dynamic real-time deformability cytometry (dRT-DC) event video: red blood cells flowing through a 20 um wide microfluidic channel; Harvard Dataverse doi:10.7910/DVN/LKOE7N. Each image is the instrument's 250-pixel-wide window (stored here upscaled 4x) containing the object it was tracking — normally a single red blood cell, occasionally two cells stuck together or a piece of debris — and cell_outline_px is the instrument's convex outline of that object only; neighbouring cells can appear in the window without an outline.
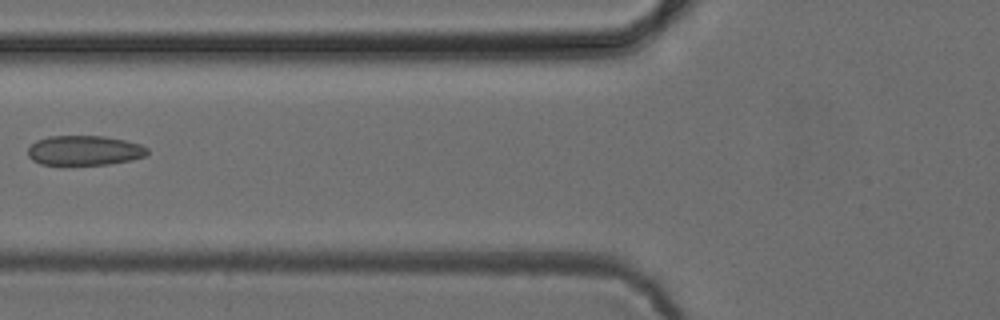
{"species": "common noctule bat (a hibernating species)", "species_latin": "Nyctalus noctula", "temperature_condition": "cold", "stored_images_in_passage": 6, "camera_frame_rate_fps": 3000, "um_per_image_px": 0.085, "animal": {"sex": "female", "body_mass_g": 24.6, "forearm_length_mm": 56.2}, "frame": {"image": 1, "passage_image": 4, "time_ms": 6.0, "image_size_px": [1000, 320], "cell_outline_px": [[148, 152], [144, 156], [132, 160], [108, 164], [40, 164], [32, 160], [28, 156], [28, 148], [36, 140], [48, 136], [104, 136], [124, 140], [140, 144], [148, 148]], "centroid_in_image_um": [7.16, 12.78], "position_along_channel_um": 118.6, "area_um2": 20.63}}
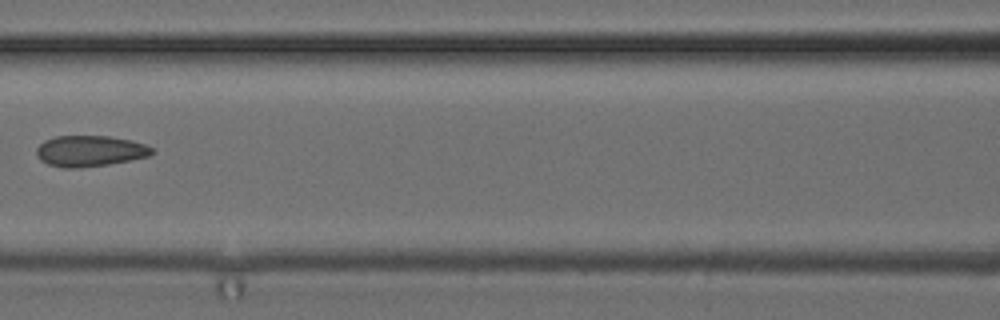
{"frame": {"image": 2, "passage_image": 5, "time_ms": 7.0, "image_size_px": [1000, 320], "cell_outline_px": [[156, 152], [148, 156], [108, 164], [80, 168], [64, 168], [48, 164], [40, 160], [36, 152], [36, 148], [44, 140], [56, 136], [108, 136], [132, 140], [144, 144], [152, 148]], "centroid_in_image_um": [7.62, 12.83], "position_along_channel_um": 159.0, "area_um2": 20.81}}
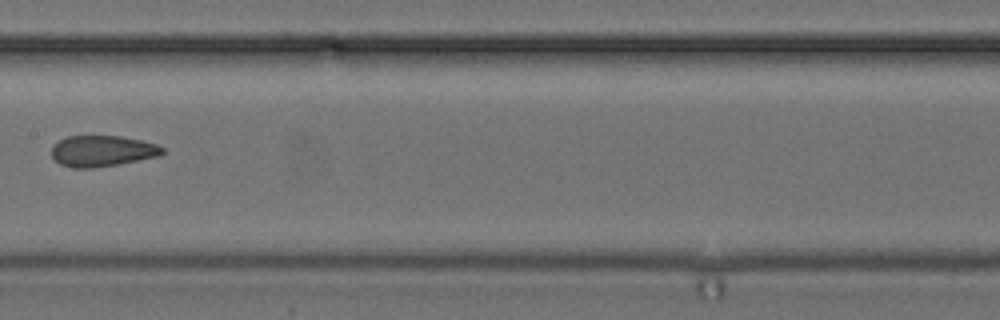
{"frame": {"image": 3, "passage_image": 6, "time_ms": 8.0, "image_size_px": [1000, 320], "cell_outline_px": [[164, 152], [160, 156], [116, 164], [92, 168], [76, 168], [60, 164], [52, 156], [52, 144], [68, 136], [120, 136], [140, 140], [156, 144], [164, 148]], "centroid_in_image_um": [8.69, 12.83], "position_along_channel_um": 198.7, "area_um2": 19.88}}